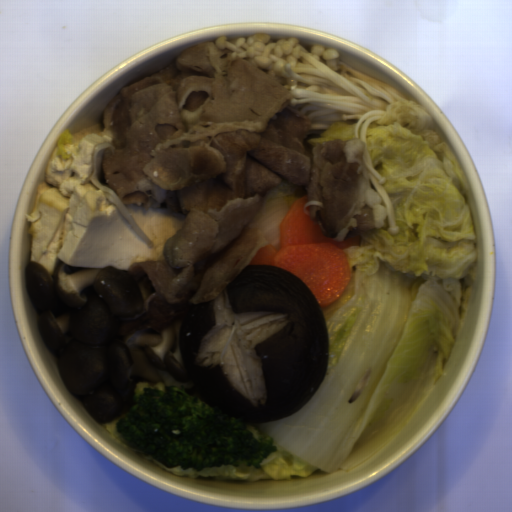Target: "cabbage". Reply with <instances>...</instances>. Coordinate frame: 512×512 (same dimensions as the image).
I'll return each mask as SVG.
<instances>
[{
  "label": "cabbage",
  "instance_id": "obj_1",
  "mask_svg": "<svg viewBox=\"0 0 512 512\" xmlns=\"http://www.w3.org/2000/svg\"><path fill=\"white\" fill-rule=\"evenodd\" d=\"M372 163L391 200L397 234L354 232L350 280L321 307L328 329L322 385L282 420L252 423L274 439L260 468H169L186 479L276 482L350 469L377 455L429 396L469 310L479 258L470 184L434 117L407 98L366 126ZM349 238V239H350Z\"/></svg>",
  "mask_w": 512,
  "mask_h": 512
},
{
  "label": "cabbage",
  "instance_id": "obj_2",
  "mask_svg": "<svg viewBox=\"0 0 512 512\" xmlns=\"http://www.w3.org/2000/svg\"><path fill=\"white\" fill-rule=\"evenodd\" d=\"M299 198L290 184L281 183L273 189L266 192L265 197L255 216V226L258 231V245L247 257L239 268L234 281L245 266L256 253L265 245H272L277 251L280 245V229L282 221Z\"/></svg>",
  "mask_w": 512,
  "mask_h": 512
},
{
  "label": "cabbage",
  "instance_id": "obj_3",
  "mask_svg": "<svg viewBox=\"0 0 512 512\" xmlns=\"http://www.w3.org/2000/svg\"><path fill=\"white\" fill-rule=\"evenodd\" d=\"M356 125L357 119L333 122L322 133H309V140L311 144L328 143L334 139H340L343 143L349 142L357 139Z\"/></svg>",
  "mask_w": 512,
  "mask_h": 512
},
{
  "label": "cabbage",
  "instance_id": "obj_4",
  "mask_svg": "<svg viewBox=\"0 0 512 512\" xmlns=\"http://www.w3.org/2000/svg\"><path fill=\"white\" fill-rule=\"evenodd\" d=\"M119 417H115L110 422H103L104 427L106 431L111 434L114 438H116L118 441H126V439L119 433L116 421H118ZM127 442V441H126Z\"/></svg>",
  "mask_w": 512,
  "mask_h": 512
}]
</instances>
